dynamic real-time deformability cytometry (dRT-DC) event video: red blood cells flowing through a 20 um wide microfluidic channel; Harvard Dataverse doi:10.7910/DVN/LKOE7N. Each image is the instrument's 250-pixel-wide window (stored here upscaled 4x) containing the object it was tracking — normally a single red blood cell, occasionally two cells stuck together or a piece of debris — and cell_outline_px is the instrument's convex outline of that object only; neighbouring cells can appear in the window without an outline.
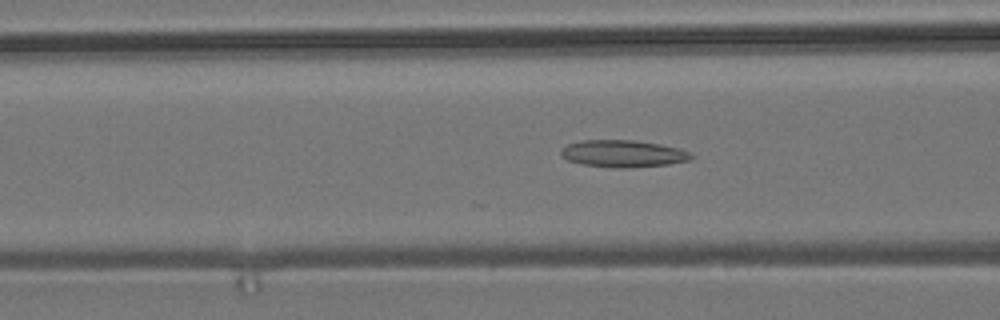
{"species": "common noctule bat (a hibernating species)", "species_latin": "Nyctalus noctula", "temperature_condition": "room temperature", "stored_images_in_passage": 55, "camera_frame_rate_fps": 3000, "um_per_image_px": 0.085, "animal": {"sex": "male", "body_mass_g": 19.2, "forearm_length_mm": 51.8}, "frame": {"image": 1, "passage_image": 21, "time_ms": 6.667, "image_size_px": [1000, 320], "cell_outline_px": [[696, 156], [688, 160], [668, 164], [632, 168], [612, 168], [584, 164], [568, 160], [560, 156], [560, 148], [568, 144], [584, 140], [632, 140], [660, 144], [680, 148], [692, 152]], "centroid_in_image_um": [52.98, 13.06], "position_along_channel_um": 113.6, "area_um2": 20.75}}
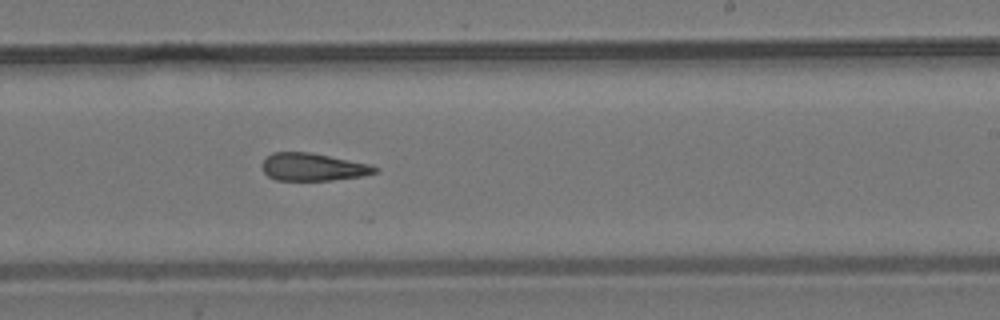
{"frame": {"image": 2, "passage_image": 33, "time_ms": 10.667, "image_size_px": [1000, 320], "cell_outline_px": [[380, 168], [376, 172], [364, 176], [332, 180], [276, 180], [268, 176], [264, 172], [264, 160], [272, 152], [312, 152], [372, 164]], "centroid_in_image_um": [26.67, 14.19], "position_along_channel_um": 262.3, "area_um2": 18.26}}
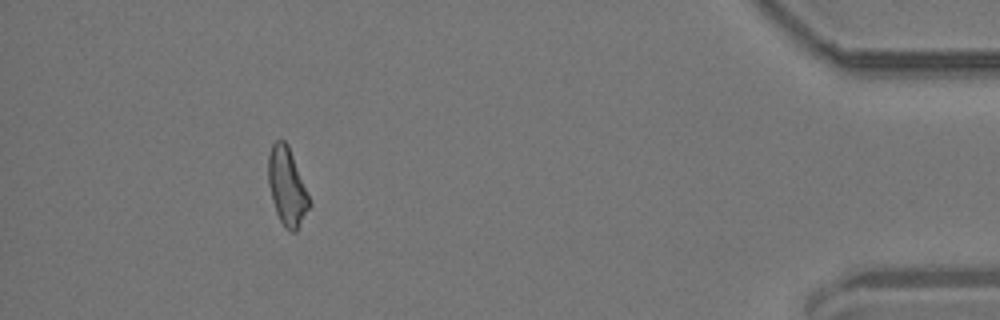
{"frame": {"image": 3, "passage_image": 50, "time_ms": 16.333, "image_size_px": [1000, 320], "cell_outline_px": [[312, 204], [296, 232], [292, 232], [284, 228], [276, 212], [272, 200], [268, 184], [268, 156], [272, 144], [276, 140], [284, 140], [288, 144]], "centroid_in_image_um": [24.39, 15.88], "position_along_channel_um": 410.8, "area_um2": 18.61}, "authors_computed_cell_mechanics": {"area_um2": 19.1318, "velocity_mm_per_s": 3.7249, "shape_relaxation_time_tau1_ms": null, "shape_relaxation_time_tau2_ms": 4.1083, "deformation_change_tau1": null, "deformation_change_tau2": 0.1639}}